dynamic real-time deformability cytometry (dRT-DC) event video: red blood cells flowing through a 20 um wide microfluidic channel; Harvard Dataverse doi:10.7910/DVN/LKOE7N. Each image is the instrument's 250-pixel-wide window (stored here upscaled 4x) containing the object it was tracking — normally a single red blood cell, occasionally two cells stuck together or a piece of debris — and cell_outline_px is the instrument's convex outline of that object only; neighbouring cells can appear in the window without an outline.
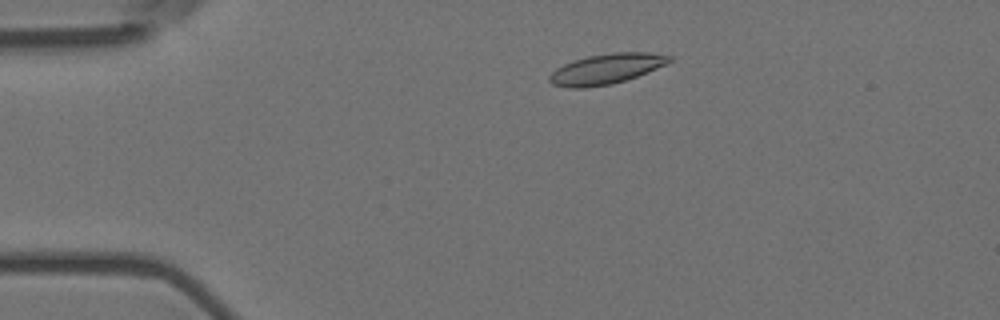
{"species": "Egyptian fruit bat (a non-hibernating species)", "species_latin": "Rousettus aegyptiacus", "temperature_condition": "room temperature", "stored_images_in_passage": 14, "camera_frame_rate_fps": 3000, "um_per_image_px": 0.085, "animal": {"sex": "female"}, "frame": {"image": 1, "passage_image": 2, "time_ms": 0.333, "image_size_px": [1000, 320], "cell_outline_px": [[672, 60], [668, 64], [648, 72], [612, 84], [584, 88], [568, 88], [552, 84], [548, 80], [548, 76], [556, 68], [564, 64], [588, 56], [612, 52], [648, 52], [672, 56]], "centroid_in_image_um": [51.54, 5.86], "position_along_channel_um": 33.5, "area_um2": 21.15}}
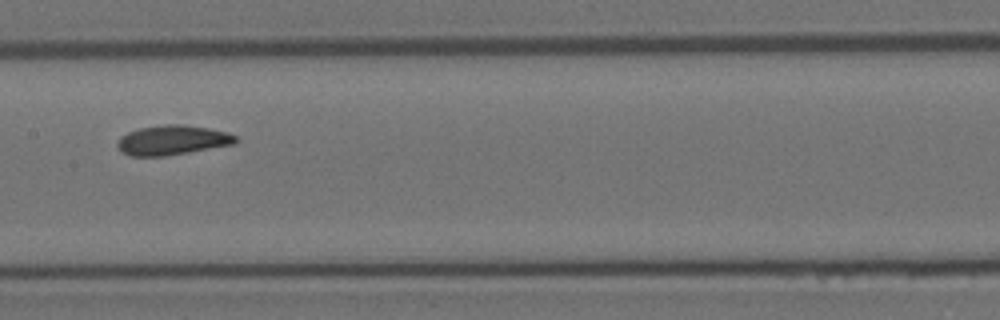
{"frame": {"image": 2, "passage_image": 7, "time_ms": 2.0, "image_size_px": [1000, 320], "cell_outline_px": [[240, 140], [236, 144], [164, 156], [132, 156], [124, 152], [116, 144], [120, 136], [128, 132], [140, 128], [164, 124], [184, 124], [208, 128], [228, 132], [236, 136]], "centroid_in_image_um": [14.7, 11.9], "position_along_channel_um": 192.7, "area_um2": 20.46}}
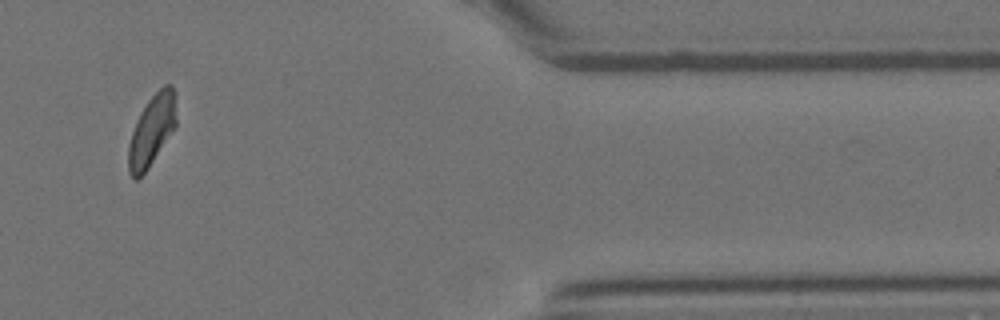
{"frame": {"image": 3, "passage_image": 12, "time_ms": 3.667, "image_size_px": [1000, 320], "cell_outline_px": [[176, 124], [172, 132], [148, 168], [136, 180], [132, 180], [128, 172], [128, 144], [136, 120], [140, 112], [148, 100], [164, 84], [172, 84], [176, 92]], "centroid_in_image_um": [12.9, 11.06], "position_along_channel_um": 398.5, "area_um2": 19.94}}